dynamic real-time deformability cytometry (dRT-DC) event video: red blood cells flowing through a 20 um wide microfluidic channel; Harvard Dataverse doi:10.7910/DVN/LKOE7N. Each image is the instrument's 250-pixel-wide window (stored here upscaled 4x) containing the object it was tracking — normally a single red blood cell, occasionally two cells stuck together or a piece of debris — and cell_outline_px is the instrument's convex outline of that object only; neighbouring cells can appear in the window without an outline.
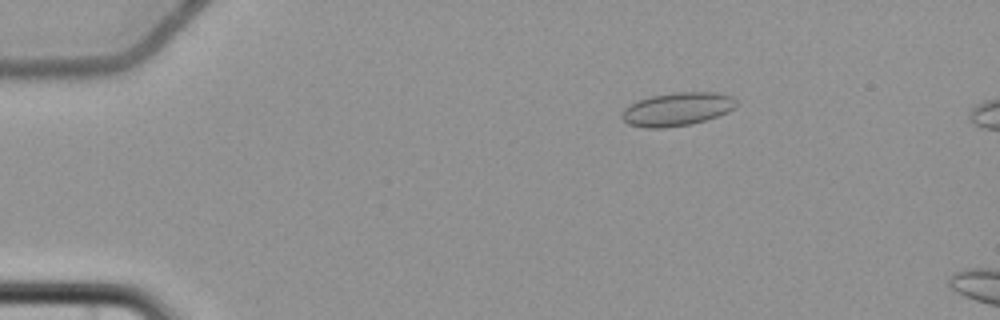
{"species": "common noctule bat (a hibernating species)", "species_latin": "Nyctalus noctula", "temperature_condition": "cold", "stored_images_in_passage": 3, "camera_frame_rate_fps": 3000, "um_per_image_px": 0.085, "animal": {"sex": "female", "body_mass_g": 22.7, "forearm_length_mm": 54.2}, "frame": {"image": 1, "passage_image": 1, "time_ms": 0.0, "image_size_px": [1000, 320], "cell_outline_px": [[736, 104], [728, 112], [692, 124], [664, 128], [644, 128], [628, 124], [620, 116], [624, 108], [640, 100], [652, 96], [672, 92], [716, 92], [732, 96], [736, 100]], "centroid_in_image_um": [57.54, 9.28], "position_along_channel_um": 27.5, "area_um2": 22.14}}